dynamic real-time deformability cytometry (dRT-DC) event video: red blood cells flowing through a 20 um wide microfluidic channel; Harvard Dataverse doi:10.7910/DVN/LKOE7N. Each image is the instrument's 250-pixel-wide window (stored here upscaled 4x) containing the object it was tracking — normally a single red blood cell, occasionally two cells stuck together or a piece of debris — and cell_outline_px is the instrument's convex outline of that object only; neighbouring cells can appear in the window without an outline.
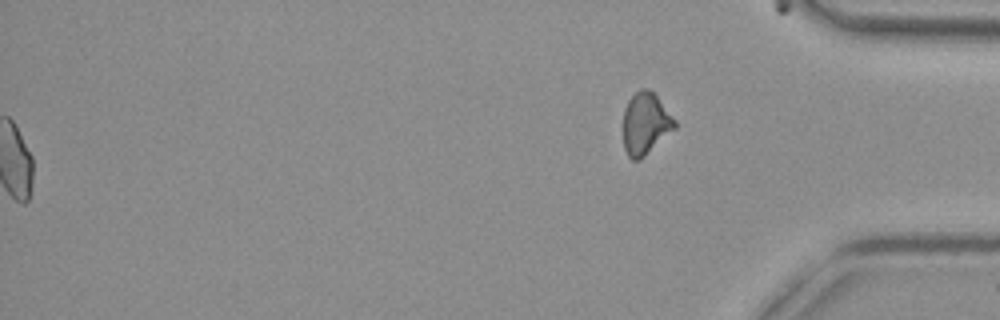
{"species": "common noctule bat (a hibernating species)", "species_latin": "Nyctalus noctula", "temperature_condition": "cold", "stored_images_in_passage": 56, "segment_of_instrument_passage": [2, 2], "camera_frame_rate_fps": 3000, "um_per_image_px": 0.085, "animal": {"sex": "female", "body_mass_g": 29.2, "forearm_length_mm": 56.3}, "frame": {"image": 1, "passage_image": 56, "time_ms": 18.333, "image_size_px": [1000, 320], "cell_outline_px": [[676, 128], [640, 160], [632, 160], [628, 156], [624, 148], [624, 108], [628, 100], [640, 88], [648, 88], [656, 96], [676, 120]], "centroid_in_image_um": [54.87, 10.51], "position_along_channel_um": 380.3, "area_um2": 18.5}}